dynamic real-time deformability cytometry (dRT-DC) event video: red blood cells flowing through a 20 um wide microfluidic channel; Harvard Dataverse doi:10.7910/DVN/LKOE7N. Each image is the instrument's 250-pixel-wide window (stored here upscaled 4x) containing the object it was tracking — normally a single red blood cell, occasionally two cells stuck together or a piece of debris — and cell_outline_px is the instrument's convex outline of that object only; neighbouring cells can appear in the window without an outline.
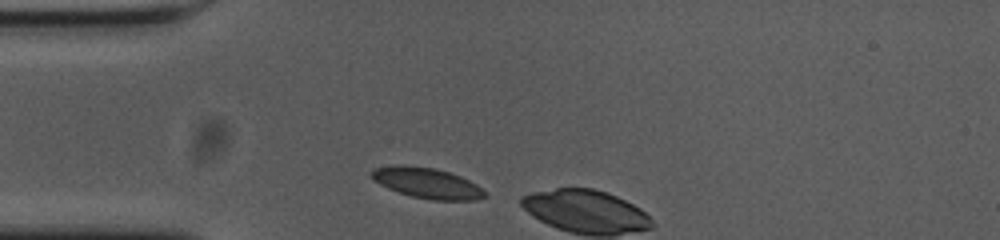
{"species": "common noctule bat (a hibernating species)", "species_latin": "Nyctalus noctula", "temperature_condition": "cold", "stored_images_in_passage": 3, "camera_frame_rate_fps": 3000, "um_per_image_px": 0.085, "animal": {"sex": "female", "body_mass_g": 23.0, "forearm_length_mm": 53.4}, "frame": {"image": 1, "passage_image": 1, "time_ms": 0.0, "image_size_px": [1000, 240], "cell_outline_px": [[488, 196], [476, 200], [432, 200], [412, 196], [388, 188], [372, 180], [372, 172], [376, 168], [404, 164], [432, 168], [448, 172], [460, 176], [476, 184]], "centroid_in_image_um": [36.31, 15.56], "position_along_channel_um": 48.7, "area_um2": 19.83}}